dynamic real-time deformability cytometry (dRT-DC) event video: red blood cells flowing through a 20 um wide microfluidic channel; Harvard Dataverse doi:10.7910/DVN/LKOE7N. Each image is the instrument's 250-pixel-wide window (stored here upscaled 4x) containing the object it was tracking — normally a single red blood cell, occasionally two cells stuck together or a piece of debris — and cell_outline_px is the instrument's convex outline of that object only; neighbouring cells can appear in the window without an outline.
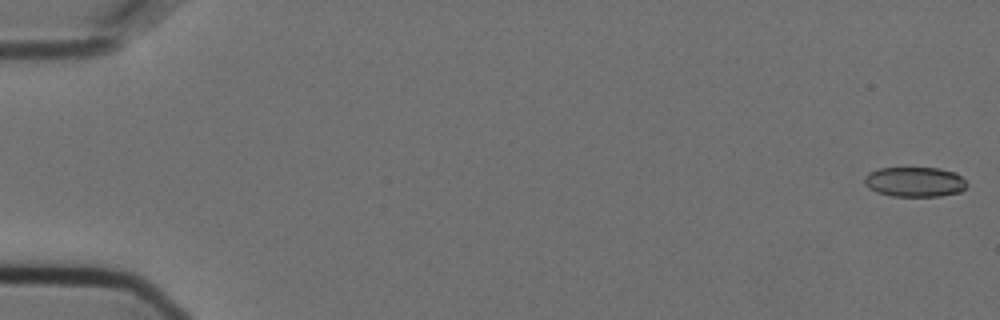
{"species": "Egyptian fruit bat (a non-hibernating species)", "species_latin": "Rousettus aegyptiacus", "temperature_condition": "cold", "stored_images_in_passage": 7, "camera_frame_rate_fps": 3000, "um_per_image_px": 0.085, "animal": {"sex": "female"}, "frame": {"image": 1, "passage_image": 1, "time_ms": 0.0, "image_size_px": [1000, 320], "cell_outline_px": [[968, 184], [960, 192], [940, 196], [892, 196], [876, 192], [868, 188], [864, 184], [864, 176], [868, 172], [880, 168], [940, 168], [956, 172]], "centroid_in_image_um": [77.73, 15.46], "position_along_channel_um": 7.3, "area_um2": 17.98}}